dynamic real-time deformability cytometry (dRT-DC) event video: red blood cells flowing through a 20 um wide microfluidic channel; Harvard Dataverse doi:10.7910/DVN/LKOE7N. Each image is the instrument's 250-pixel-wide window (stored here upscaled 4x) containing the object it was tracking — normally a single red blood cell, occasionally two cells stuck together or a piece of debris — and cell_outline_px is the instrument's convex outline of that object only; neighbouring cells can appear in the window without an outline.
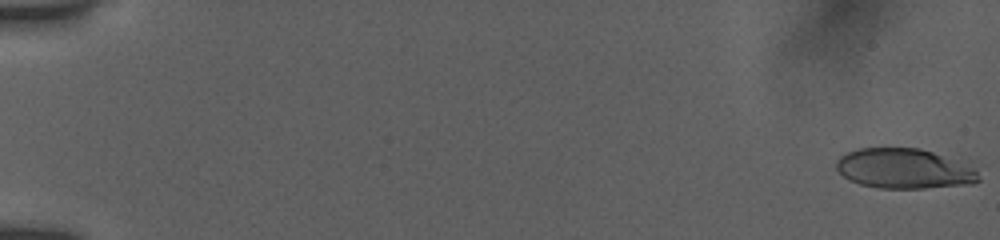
{"species": "human", "species_latin": "Homo sapiens", "temperature_condition": "room temperature", "stored_images_in_passage": 54, "camera_frame_rate_fps": 3000, "um_per_image_px": 0.085, "donor": {"sex": "female"}, "frame": {"image": 1, "passage_image": 1, "time_ms": 0.0, "image_size_px": [1000, 240], "cell_outline_px": [[980, 180], [972, 184], [924, 188], [880, 188], [860, 184], [848, 180], [836, 168], [836, 160], [840, 156], [848, 152], [860, 148], [920, 148], [932, 152], [976, 168]], "centroid_in_image_um": [76.84, 14.34], "position_along_channel_um": 8.2, "area_um2": 33.0}}
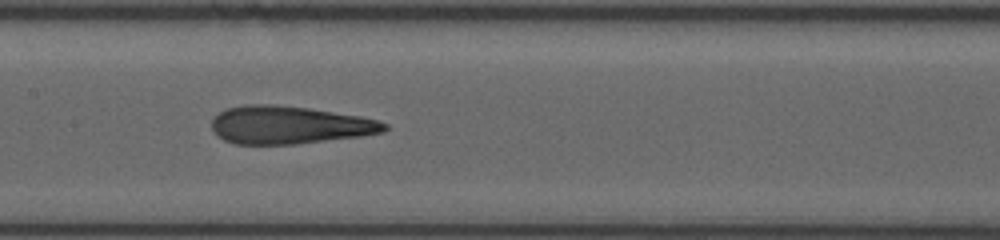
{"frame": {"image": 2, "passage_image": 29, "time_ms": 9.333, "image_size_px": [1000, 240], "cell_outline_px": [[388, 128], [384, 132], [360, 136], [296, 144], [236, 144], [224, 140], [212, 132], [212, 120], [220, 112], [228, 108], [244, 104], [272, 104], [308, 108], [360, 116], [376, 120], [388, 124]], "centroid_in_image_um": [24.57, 10.62], "position_along_channel_um": 182.8, "area_um2": 38.03}}
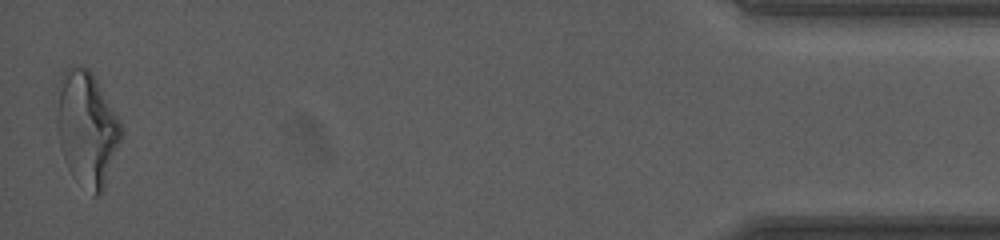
{"frame": {"image": 3, "passage_image": 54, "time_ms": 17.667, "image_size_px": [1000, 240], "cell_outline_px": [[124, 136], [104, 188], [96, 196], [92, 196], [68, 168], [64, 160], [60, 148], [56, 124], [56, 108], [60, 80], [64, 72], [72, 64], [88, 68], [92, 72], [120, 120], [124, 128]], "centroid_in_image_um": [7.41, 10.92], "position_along_channel_um": 427.8, "area_um2": 43.35}, "authors_computed_cell_mechanics": {"area_um2": 37.7434, "velocity_mm_per_s": 3.8918, "shape_relaxation_time_tau1_ms": 8.1177, "shape_relaxation_time_tau2_ms": 1.5301, "deformation_change_tau1": 0.286, "deformation_change_tau2": 0.1267}}